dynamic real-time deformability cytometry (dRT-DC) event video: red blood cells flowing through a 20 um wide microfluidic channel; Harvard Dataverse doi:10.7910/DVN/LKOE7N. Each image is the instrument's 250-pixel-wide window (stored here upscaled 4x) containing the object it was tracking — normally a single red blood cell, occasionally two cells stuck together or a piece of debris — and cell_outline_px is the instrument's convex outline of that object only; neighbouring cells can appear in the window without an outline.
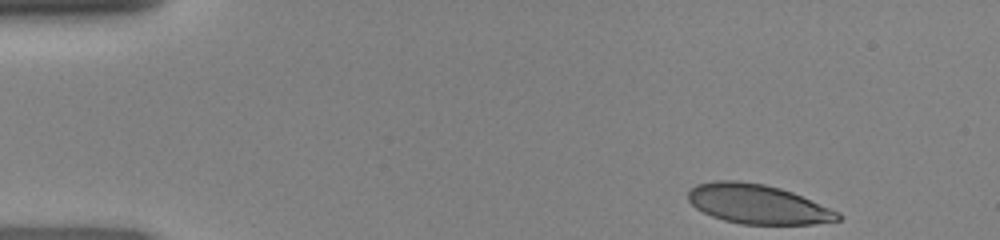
{"species": "human", "species_latin": "Homo sapiens", "temperature_condition": "room temperature", "stored_images_in_passage": 37, "camera_frame_rate_fps": 3000, "um_per_image_px": 0.085, "donor": {"sex": "female"}, "frame": {"image": 1, "passage_image": 1, "time_ms": 0.0, "image_size_px": [1000, 240], "cell_outline_px": [[840, 220], [812, 224], [740, 224], [724, 220], [712, 216], [696, 208], [688, 200], [688, 192], [696, 184], [716, 180], [736, 180], [764, 184], [780, 188], [792, 192], [840, 212]], "centroid_in_image_um": [64.39, 17.34], "position_along_channel_um": 20.6, "area_um2": 34.28}}
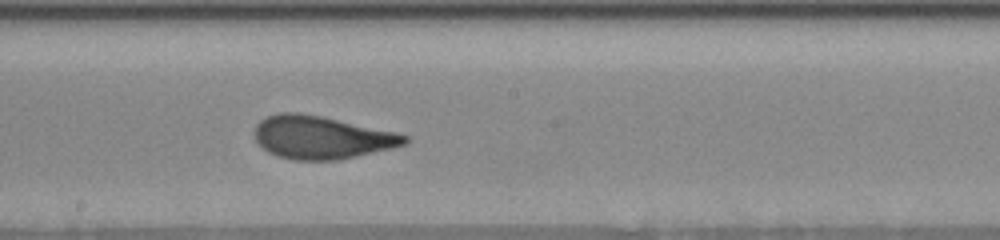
{"frame": {"image": 2, "passage_image": 22, "time_ms": 7.0, "image_size_px": [1000, 240], "cell_outline_px": [[408, 144], [392, 148], [336, 160], [296, 160], [280, 156], [268, 152], [256, 144], [252, 132], [256, 124], [260, 120], [268, 116], [280, 112], [300, 112], [320, 116], [396, 132], [408, 136]], "centroid_in_image_um": [27.27, 11.67], "position_along_channel_um": 220.9, "area_um2": 37.57}}
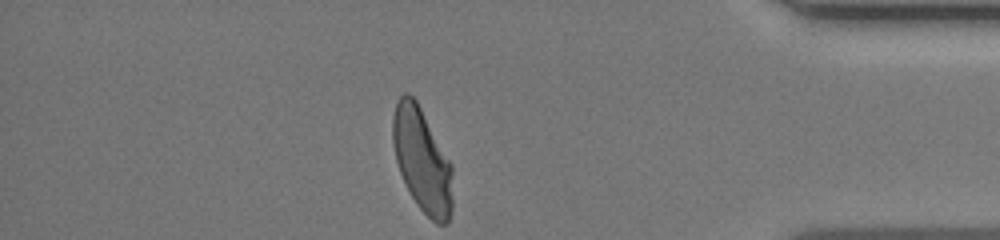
{"frame": {"image": 3, "passage_image": 37, "time_ms": 12.0, "image_size_px": [1000, 240], "cell_outline_px": [[452, 208], [448, 224], [436, 224], [416, 204], [400, 172], [396, 160], [392, 140], [392, 116], [396, 104], [400, 96], [404, 92], [408, 92], [416, 100], [452, 164]], "centroid_in_image_um": [35.88, 13.61], "position_along_channel_um": 399.3, "area_um2": 36.13}}